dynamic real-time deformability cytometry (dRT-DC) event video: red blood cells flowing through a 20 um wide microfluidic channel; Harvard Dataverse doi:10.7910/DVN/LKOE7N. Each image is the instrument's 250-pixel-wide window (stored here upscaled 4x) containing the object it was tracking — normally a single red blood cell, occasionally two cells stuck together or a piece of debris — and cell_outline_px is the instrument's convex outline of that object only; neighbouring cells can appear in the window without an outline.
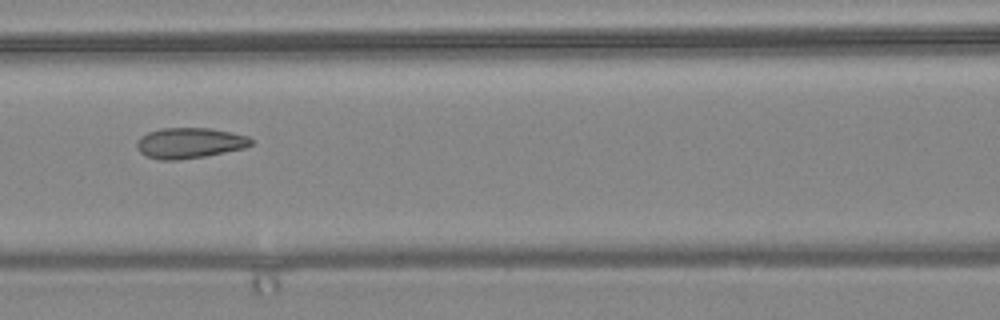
{"species": "common noctule bat (a hibernating species)", "species_latin": "Nyctalus noctula", "temperature_condition": "warm", "stored_images_in_passage": 11, "camera_frame_rate_fps": 3000, "um_per_image_px": 0.085, "animal": {"sex": "female", "body_mass_g": 24.6, "forearm_length_mm": 56.2}, "frame": {"image": 1, "passage_image": 7, "time_ms": 2.0, "image_size_px": [1000, 320], "cell_outline_px": [[252, 144], [244, 148], [204, 156], [176, 160], [160, 160], [144, 156], [136, 148], [136, 144], [140, 136], [148, 132], [160, 128], [208, 128], [248, 136], [252, 140]], "centroid_in_image_um": [16.05, 12.16], "position_along_channel_um": 150.5, "area_um2": 20.29}}
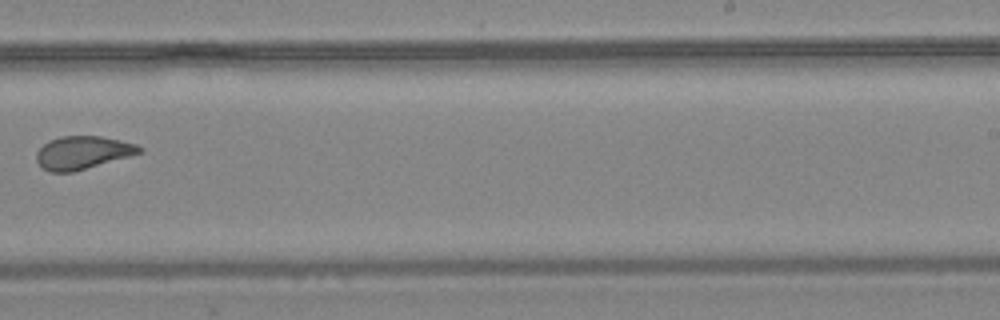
{"frame": {"image": 2, "passage_image": 10, "time_ms": 3.0, "image_size_px": [1000, 320], "cell_outline_px": [[144, 152], [72, 172], [48, 172], [36, 160], [36, 152], [44, 144], [60, 136], [100, 136], [120, 140], [136, 144], [144, 148]], "centroid_in_image_um": [7.05, 12.97], "position_along_channel_um": 282.0, "area_um2": 19.65}}
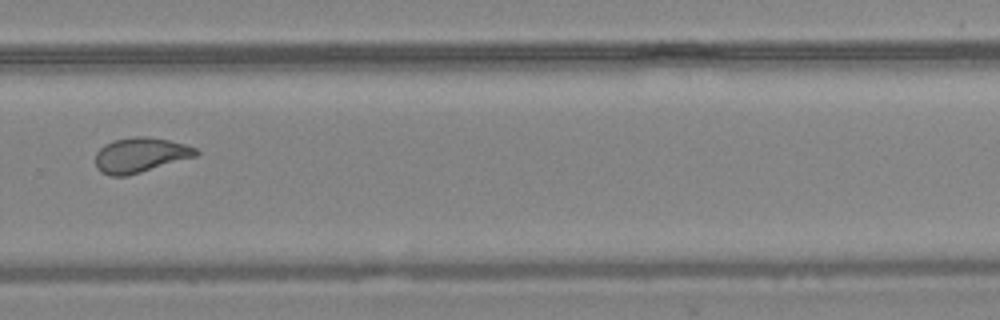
{"frame": {"image": 3, "passage_image": 11, "time_ms": 3.333, "image_size_px": [1000, 320], "cell_outline_px": [[200, 152], [196, 156], [128, 176], [112, 176], [100, 172], [96, 168], [96, 152], [104, 144], [112, 140], [136, 136], [144, 136], [168, 140], [184, 144], [196, 148]], "centroid_in_image_um": [11.9, 13.18], "position_along_channel_um": 317.9, "area_um2": 20.46}}